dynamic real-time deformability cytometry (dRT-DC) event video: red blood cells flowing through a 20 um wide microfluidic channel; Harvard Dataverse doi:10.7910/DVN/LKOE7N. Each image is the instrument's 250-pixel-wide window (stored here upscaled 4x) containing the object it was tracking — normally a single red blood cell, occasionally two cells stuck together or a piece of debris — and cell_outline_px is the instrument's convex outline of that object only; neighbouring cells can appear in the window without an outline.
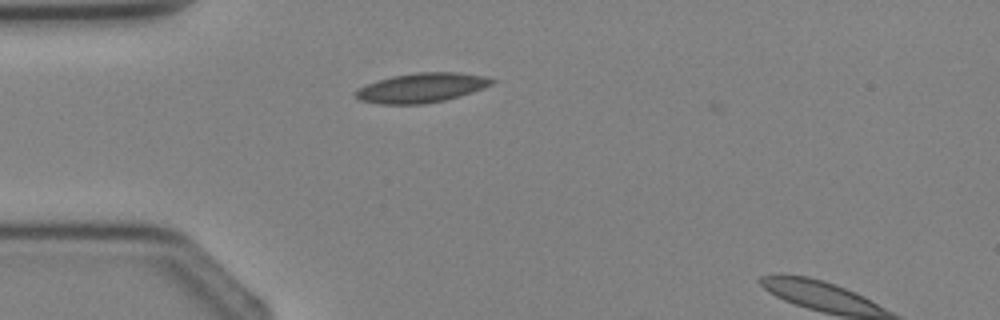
{"species": "Egyptian fruit bat (a non-hibernating species)", "species_latin": "Rousettus aegyptiacus", "temperature_condition": "cold", "stored_images_in_passage": 2, "segment_of_instrument_passage": [1, 2], "camera_frame_rate_fps": 3000, "um_per_image_px": 0.085, "animal": {"sex": "female"}, "frame": {"image": 1, "passage_image": 1, "time_ms": 0.0, "image_size_px": [1000, 320], "cell_outline_px": [[496, 80], [492, 84], [472, 92], [460, 96], [444, 100], [424, 104], [380, 104], [360, 100], [352, 96], [352, 92], [376, 80], [392, 76], [416, 72], [456, 72], [484, 76]], "centroid_in_image_um": [35.79, 7.46], "position_along_channel_um": 49.2, "area_um2": 23.47}}